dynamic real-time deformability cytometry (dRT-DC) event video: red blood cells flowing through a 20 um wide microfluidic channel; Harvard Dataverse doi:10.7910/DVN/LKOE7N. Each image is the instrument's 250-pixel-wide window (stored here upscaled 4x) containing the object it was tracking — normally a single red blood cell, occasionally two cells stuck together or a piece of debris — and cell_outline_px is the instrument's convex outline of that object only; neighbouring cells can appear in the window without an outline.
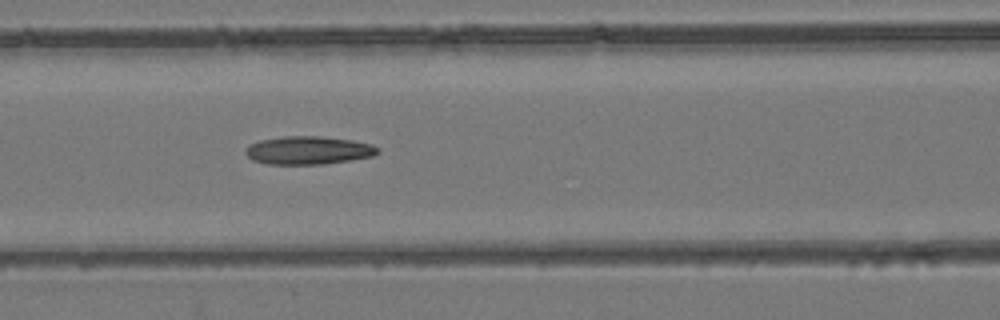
{"species": "common noctule bat (a hibernating species)", "species_latin": "Nyctalus noctula", "temperature_condition": "room temperature", "stored_images_in_passage": 6, "camera_frame_rate_fps": 3000, "um_per_image_px": 0.085, "animal": {"sex": "female", "body_mass_g": 24.6, "forearm_length_mm": 56.2}, "frame": {"image": 1, "passage_image": 5, "time_ms": 7.333, "image_size_px": [1000, 320], "cell_outline_px": [[380, 152], [372, 156], [348, 160], [320, 164], [268, 164], [252, 160], [244, 152], [248, 144], [260, 140], [284, 136], [320, 136], [352, 140], [372, 144], [380, 148]], "centroid_in_image_um": [26.19, 12.77], "position_along_channel_um": 140.4, "area_um2": 21.68}}